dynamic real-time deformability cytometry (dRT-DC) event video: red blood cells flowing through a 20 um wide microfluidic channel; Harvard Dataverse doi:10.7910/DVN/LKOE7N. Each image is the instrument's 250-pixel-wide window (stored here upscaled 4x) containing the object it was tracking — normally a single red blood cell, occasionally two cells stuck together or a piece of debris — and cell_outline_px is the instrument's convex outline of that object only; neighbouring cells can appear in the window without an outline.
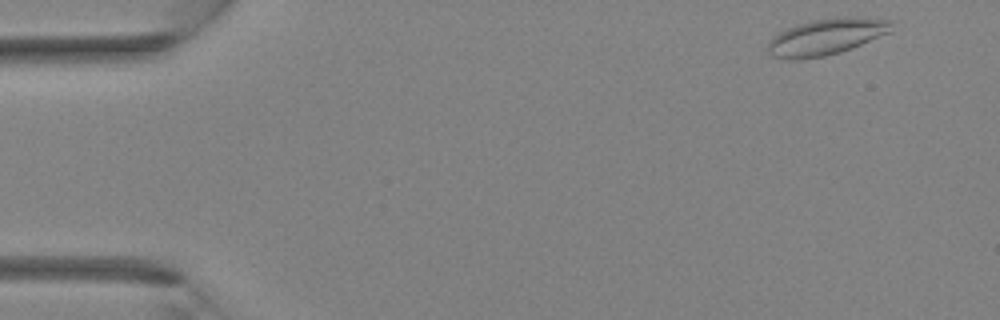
{"species": "Egyptian fruit bat (a non-hibernating species)", "species_latin": "Rousettus aegyptiacus", "temperature_condition": "room temperature", "stored_images_in_passage": 35, "camera_frame_rate_fps": 3000, "um_per_image_px": 0.085, "animal": {"sex": "female"}, "frame": {"image": 1, "passage_image": 2, "time_ms": 0.333, "image_size_px": [1000, 320], "cell_outline_px": [[896, 20], [892, 32], [852, 48], [840, 52], [824, 56], [800, 60], [788, 60], [772, 56], [768, 52], [768, 40], [772, 36], [788, 28], [812, 20], [844, 16], [852, 16]], "centroid_in_image_um": [70.29, 3.12], "position_along_channel_um": 14.7, "area_um2": 26.65}}
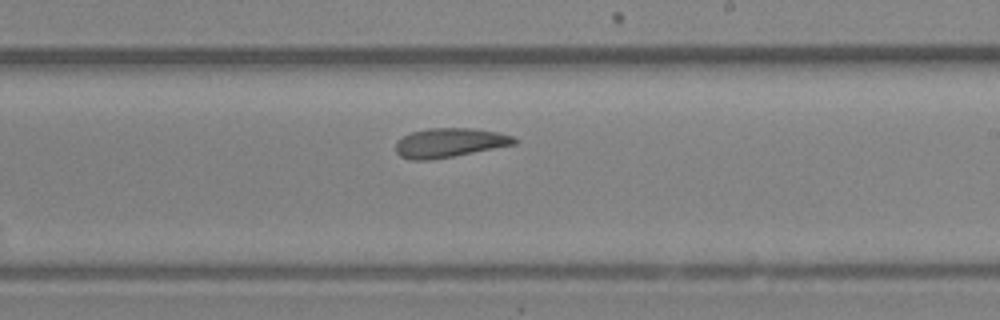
{"frame": {"image": 2, "passage_image": 21, "time_ms": 6.667, "image_size_px": [1000, 320], "cell_outline_px": [[516, 144], [452, 156], [428, 160], [412, 160], [400, 156], [396, 152], [396, 144], [404, 136], [412, 132], [428, 128], [472, 128], [496, 132], [512, 136], [516, 140]], "centroid_in_image_um": [38.19, 12.13], "position_along_channel_um": 250.8, "area_um2": 19.83}}
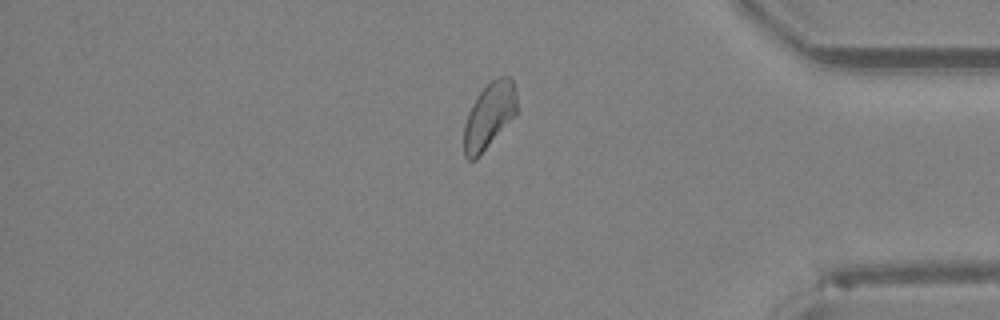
{"frame": {"image": 3, "passage_image": 30, "time_ms": 9.667, "image_size_px": [1000, 320], "cell_outline_px": [[516, 116], [480, 156], [476, 160], [468, 160], [464, 156], [464, 124], [468, 112], [472, 104], [480, 92], [492, 80], [500, 76], [508, 76], [512, 80], [516, 96]], "centroid_in_image_um": [41.57, 9.88], "position_along_channel_um": 393.6, "area_um2": 20.4}}